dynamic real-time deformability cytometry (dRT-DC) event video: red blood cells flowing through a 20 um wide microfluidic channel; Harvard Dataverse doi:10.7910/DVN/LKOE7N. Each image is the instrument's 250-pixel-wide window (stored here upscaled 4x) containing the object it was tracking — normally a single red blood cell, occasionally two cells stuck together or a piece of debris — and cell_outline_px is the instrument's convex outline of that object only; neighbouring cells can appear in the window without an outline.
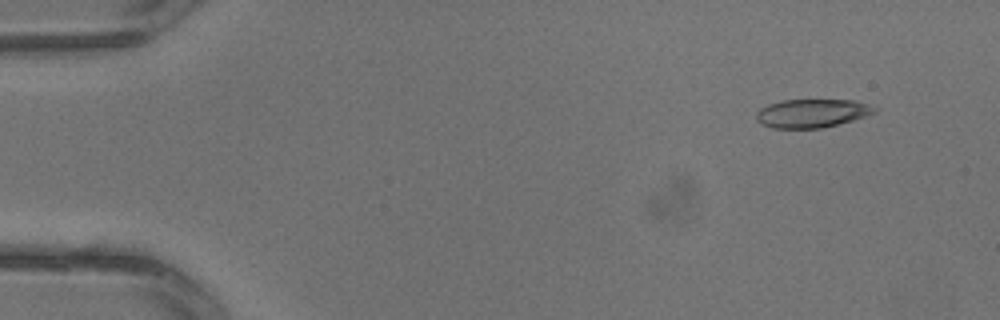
{"species": "common noctule bat (a hibernating species)", "species_latin": "Nyctalus noctula", "temperature_condition": "warm", "stored_images_in_passage": 3, "camera_frame_rate_fps": 3000, "um_per_image_px": 0.085, "animal": {"sex": "male", "body_mass_g": 13.3}, "frame": {"image": 1, "passage_image": 1, "time_ms": 0.0, "image_size_px": [1000, 320], "cell_outline_px": [[880, 108], [876, 112], [852, 120], [824, 128], [772, 128], [760, 124], [756, 120], [756, 112], [760, 108], [768, 104], [784, 100], [852, 100], [868, 104]], "centroid_in_image_um": [69.0, 9.63], "position_along_channel_um": 16.0, "area_um2": 19.71}}
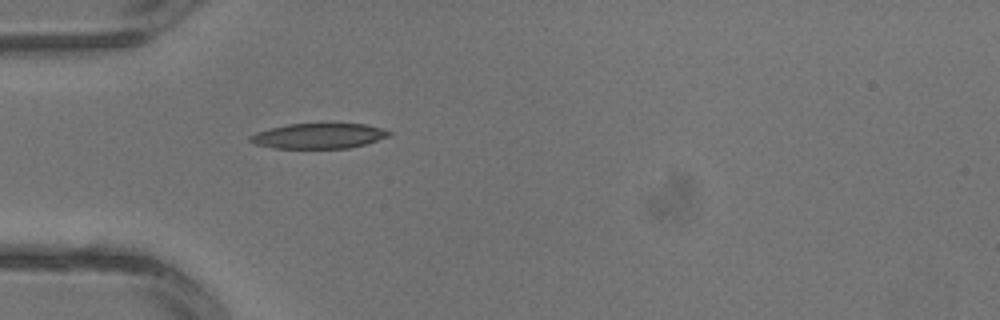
{"frame": {"image": 2, "passage_image": 3, "time_ms": 0.667, "image_size_px": [1000, 320], "cell_outline_px": [[392, 136], [364, 144], [348, 148], [272, 148], [256, 144], [248, 140], [248, 136], [256, 132], [268, 128], [288, 124], [364, 124], [380, 128], [392, 132]], "centroid_in_image_um": [27.06, 11.55], "position_along_channel_um": 57.9, "area_um2": 20.4}}